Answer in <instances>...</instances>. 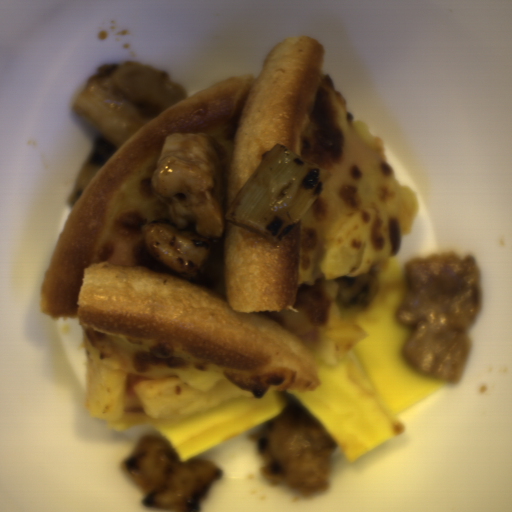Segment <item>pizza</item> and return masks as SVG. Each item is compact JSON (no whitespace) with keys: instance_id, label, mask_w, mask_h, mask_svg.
Segmentation results:
<instances>
[{"instance_id":"obj_1","label":"pizza","mask_w":512,"mask_h":512,"mask_svg":"<svg viewBox=\"0 0 512 512\" xmlns=\"http://www.w3.org/2000/svg\"><path fill=\"white\" fill-rule=\"evenodd\" d=\"M325 50L295 33L256 74L181 99L115 146L72 205L39 288L41 314L77 320L87 368L95 361L127 373L110 430L155 421L136 393L146 383L226 384L248 398L311 390L339 356L323 336L343 325L337 279L323 273L334 242L369 210L380 215L388 257L413 232L418 198L322 71ZM168 132H204L222 145L226 211L277 142L331 174L276 245L226 224L201 282L186 281L149 257L143 240L147 223L172 219L150 185Z\"/></svg>"}]
</instances>
